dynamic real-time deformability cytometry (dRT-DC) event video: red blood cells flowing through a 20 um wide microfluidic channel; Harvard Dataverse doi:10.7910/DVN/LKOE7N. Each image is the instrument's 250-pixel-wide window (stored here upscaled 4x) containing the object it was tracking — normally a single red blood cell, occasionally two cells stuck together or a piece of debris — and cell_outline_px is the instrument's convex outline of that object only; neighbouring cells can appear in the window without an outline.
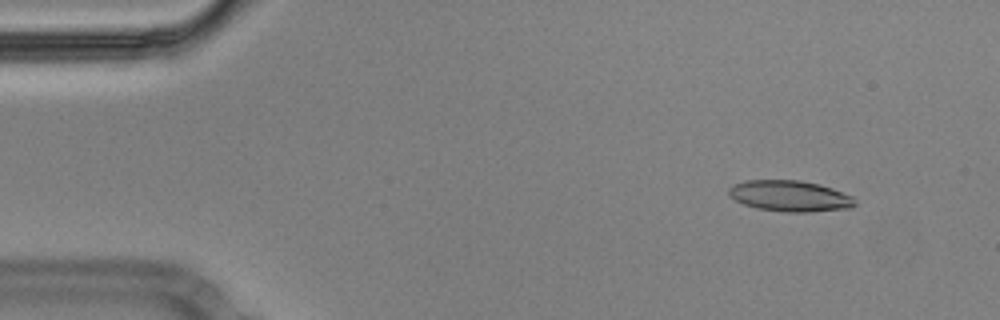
{"species": "Egyptian fruit bat (a non-hibernating species)", "species_latin": "Rousettus aegyptiacus", "temperature_condition": "cold", "stored_images_in_passage": 56, "camera_frame_rate_fps": 3000, "um_per_image_px": 0.085, "animal": {"sex": "male"}, "frame": {"image": 1, "passage_image": 6, "time_ms": 1.667, "image_size_px": [1000, 320], "cell_outline_px": [[856, 204], [852, 208], [808, 212], [784, 212], [756, 208], [744, 204], [736, 200], [728, 192], [728, 188], [732, 184], [744, 180], [800, 180], [820, 184], [832, 188], [852, 196], [856, 200]], "centroid_in_image_um": [67.15, 16.65], "position_along_channel_um": 17.8, "area_um2": 22.95}}
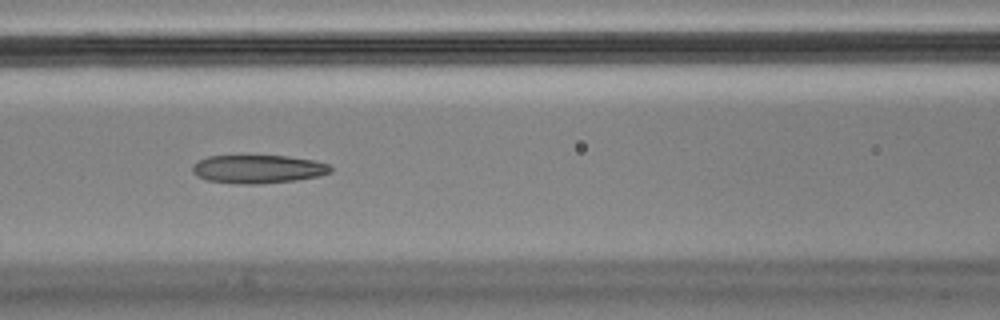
{"frame": {"image": 2, "passage_image": 24, "time_ms": 7.667, "image_size_px": [1000, 320], "cell_outline_px": [[332, 172], [320, 176], [296, 180], [260, 184], [236, 184], [208, 180], [196, 176], [192, 172], [192, 164], [196, 160], [208, 156], [288, 156], [316, 160], [328, 164], [332, 168]], "centroid_in_image_um": [21.92, 14.37], "position_along_channel_um": 144.7, "area_um2": 23.12}}
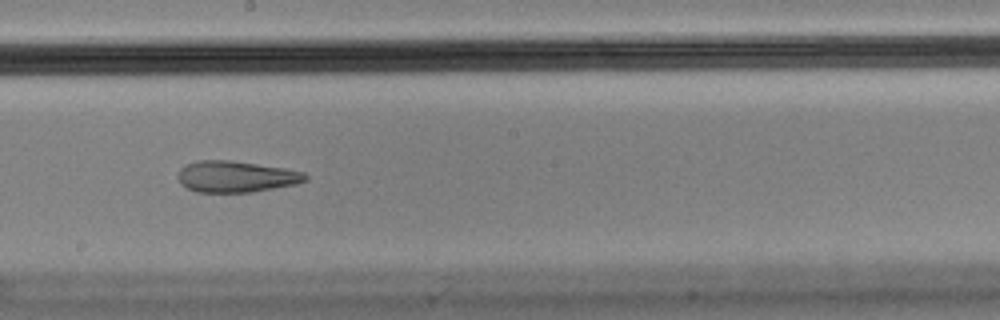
{"frame": {"image": 3, "passage_image": 31, "time_ms": 10.0, "image_size_px": [1000, 320], "cell_outline_px": [[308, 180], [296, 184], [252, 192], [196, 192], [180, 184], [180, 168], [184, 164], [200, 160], [228, 160], [284, 168], [304, 172], [308, 176]], "centroid_in_image_um": [20.08, 15.01], "position_along_channel_um": 228.1, "area_um2": 23.12}, "authors_computed_cell_mechanics": {"area_um2": 23.7269, "velocity_mm_per_s": 3.5864, "shape_relaxation_time_tau1_ms": null, "shape_relaxation_time_tau2_ms": 3.685, "deformation_change_tau1": null, "deformation_change_tau2": 0.123}}